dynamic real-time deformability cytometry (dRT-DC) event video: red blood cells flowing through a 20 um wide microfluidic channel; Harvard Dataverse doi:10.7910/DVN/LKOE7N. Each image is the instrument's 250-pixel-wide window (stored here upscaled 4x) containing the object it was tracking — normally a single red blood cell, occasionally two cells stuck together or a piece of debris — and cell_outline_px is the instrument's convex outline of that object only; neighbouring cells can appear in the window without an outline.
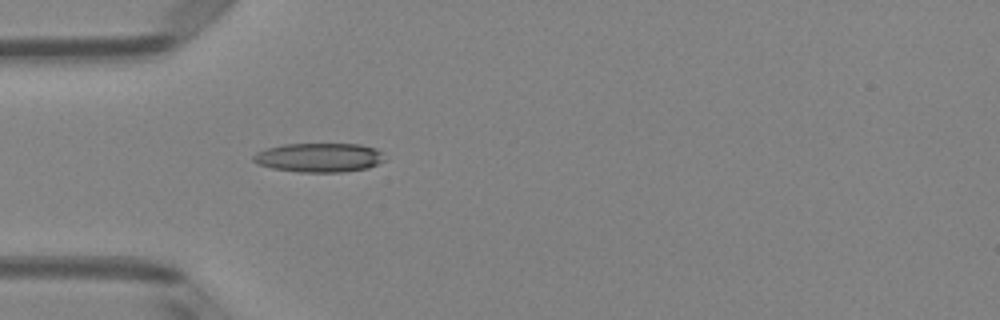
{"species": "Egyptian fruit bat (a non-hibernating species)", "species_latin": "Rousettus aegyptiacus", "temperature_condition": "room temperature", "stored_images_in_passage": 5, "camera_frame_rate_fps": 3000, "um_per_image_px": 0.085, "animal": {"sex": "female"}, "frame": {"image": 1, "passage_image": 5, "time_ms": 1.333, "image_size_px": [1000, 320], "cell_outline_px": [[388, 160], [368, 168], [344, 172], [300, 172], [272, 168], [260, 164], [252, 160], [252, 156], [256, 152], [268, 148], [284, 144], [360, 144], [376, 148], [384, 152]], "centroid_in_image_um": [27.21, 13.39], "position_along_channel_um": 57.8, "area_um2": 22.54}}